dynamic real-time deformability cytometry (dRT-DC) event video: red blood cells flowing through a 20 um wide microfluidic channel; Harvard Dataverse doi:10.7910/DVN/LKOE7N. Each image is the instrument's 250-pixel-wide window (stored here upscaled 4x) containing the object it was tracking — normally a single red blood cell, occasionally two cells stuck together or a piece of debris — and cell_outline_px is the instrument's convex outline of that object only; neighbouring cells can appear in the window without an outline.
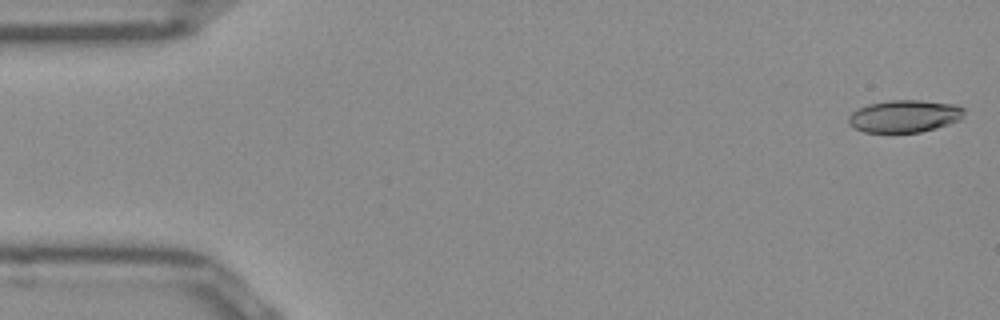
{"species": "Egyptian fruit bat (a non-hibernating species)", "species_latin": "Rousettus aegyptiacus", "temperature_condition": "room temperature", "stored_images_in_passage": 51, "camera_frame_rate_fps": 3000, "um_per_image_px": 0.085, "frame": {"image": 1, "passage_image": 1, "time_ms": 0.0, "image_size_px": [1000, 320], "cell_outline_px": [[964, 116], [960, 120], [936, 128], [920, 132], [864, 132], [848, 124], [848, 116], [852, 112], [868, 104], [892, 100], [920, 100], [956, 104], [964, 108]], "centroid_in_image_um": [76.91, 9.87], "position_along_channel_um": 8.1, "area_um2": 21.79}}
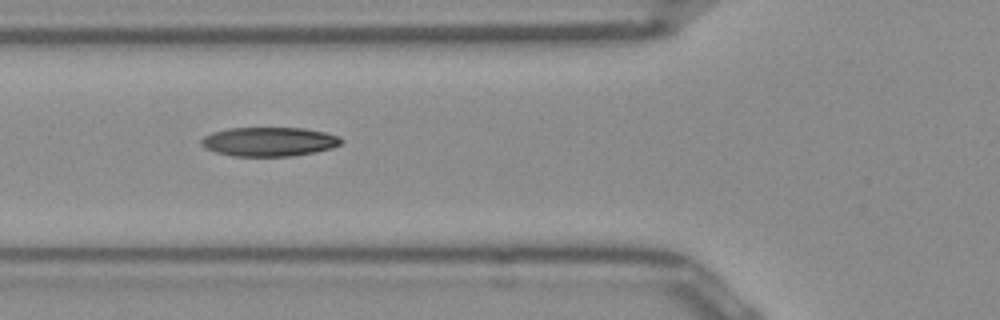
{"frame": {"image": 2, "passage_image": 18, "time_ms": 5.667, "image_size_px": [1000, 320], "cell_outline_px": [[344, 140], [340, 144], [332, 148], [316, 152], [292, 156], [232, 156], [216, 152], [204, 148], [200, 144], [200, 140], [204, 136], [212, 132], [228, 128], [304, 128], [324, 132], [340, 136]], "centroid_in_image_um": [22.87, 12.04], "position_along_channel_um": 102.9, "area_um2": 23.93}}
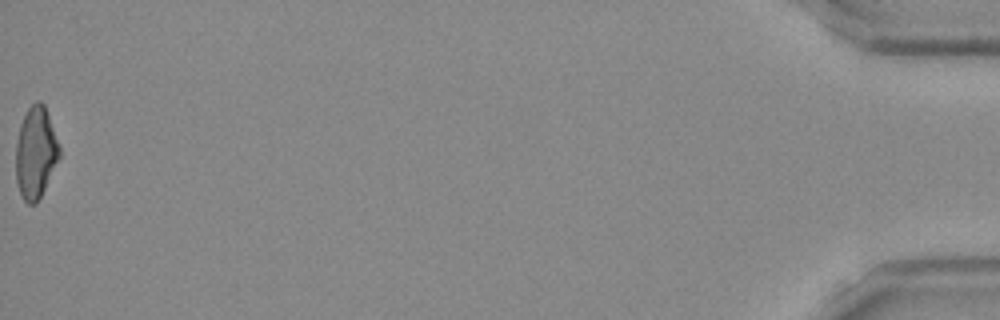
{"frame": {"image": 3, "passage_image": 51, "time_ms": 16.667, "image_size_px": [1000, 320], "cell_outline_px": [[60, 156], [36, 204], [28, 204], [24, 200], [20, 192], [16, 180], [16, 144], [20, 124], [28, 108], [36, 100], [40, 100], [44, 104], [60, 144]], "centroid_in_image_um": [3.03, 12.94], "position_along_channel_um": 432.2, "area_um2": 23.12}, "authors_computed_cell_mechanics": {"area_um2": 23.2934, "velocity_mm_per_s": 3.9556, "shape_relaxation_time_tau1_ms": 6.8901, "shape_relaxation_time_tau2_ms": 3.5785, "deformation_change_tau1": 0.2063, "deformation_change_tau2": 0.1129}}